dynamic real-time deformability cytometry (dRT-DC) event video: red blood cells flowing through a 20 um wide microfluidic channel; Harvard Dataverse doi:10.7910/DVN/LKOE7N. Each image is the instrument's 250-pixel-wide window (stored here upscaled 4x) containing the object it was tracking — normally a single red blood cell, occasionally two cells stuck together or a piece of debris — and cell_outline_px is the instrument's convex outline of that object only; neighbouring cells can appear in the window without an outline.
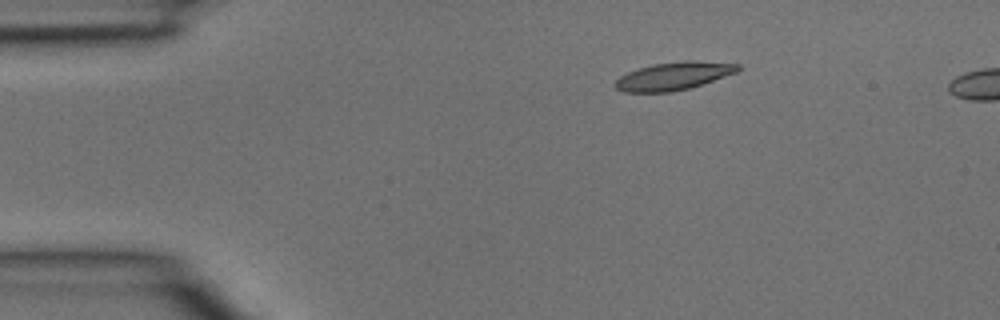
{"species": "common noctule bat (a hibernating species)", "species_latin": "Nyctalus noctula", "temperature_condition": "room temperature", "stored_images_in_passage": 32, "camera_frame_rate_fps": 3000, "um_per_image_px": 0.085, "animal": {"sex": "male", "body_mass_g": 15.6}, "frame": {"image": 1, "passage_image": 1, "time_ms": 0.0, "image_size_px": [1000, 320], "cell_outline_px": [[740, 68], [736, 72], [688, 88], [672, 92], [624, 92], [616, 88], [612, 84], [620, 76], [628, 72], [652, 64], [684, 60], [692, 60], [740, 64]], "centroid_in_image_um": [57.21, 6.45], "position_along_channel_um": 27.8, "area_um2": 19.77}}
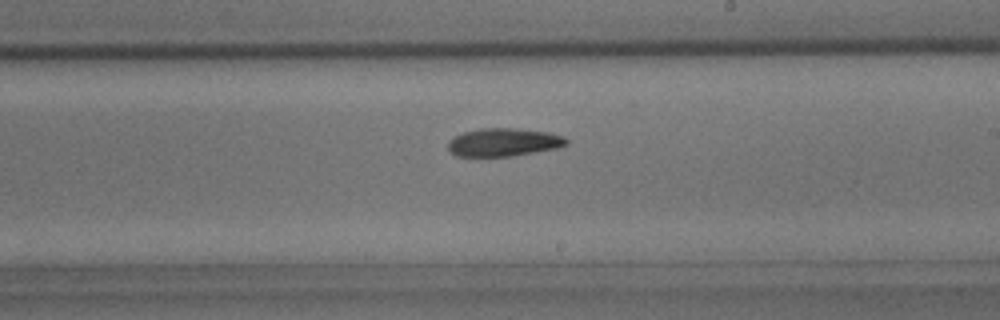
{"frame": {"image": 2, "passage_image": 17, "time_ms": 5.333, "image_size_px": [1000, 320], "cell_outline_px": [[568, 144], [560, 148], [512, 156], [456, 156], [448, 148], [448, 140], [464, 132], [480, 128], [516, 128], [548, 132], [564, 136], [568, 140]], "centroid_in_image_um": [42.85, 12.09], "position_along_channel_um": 246.1, "area_um2": 19.48}}
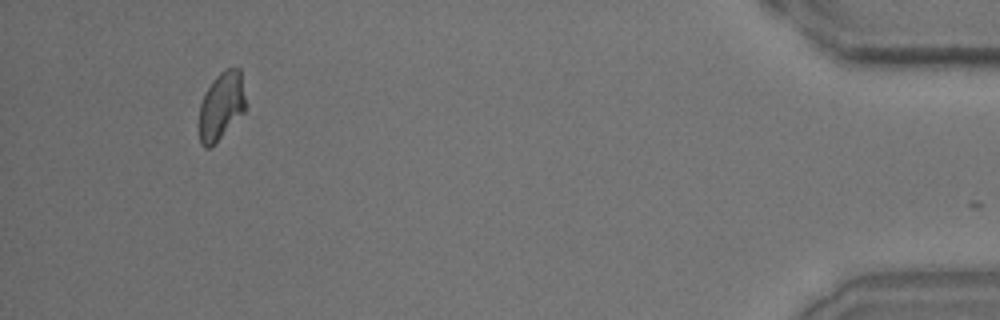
{"frame": {"image": 3, "passage_image": 31, "time_ms": 10.0, "image_size_px": [1000, 320], "cell_outline_px": [[244, 112], [212, 148], [204, 148], [200, 140], [196, 124], [200, 104], [204, 92], [216, 76], [224, 68], [240, 68], [244, 96]], "centroid_in_image_um": [18.74, 9.06], "position_along_channel_um": 416.5, "area_um2": 18.79}}